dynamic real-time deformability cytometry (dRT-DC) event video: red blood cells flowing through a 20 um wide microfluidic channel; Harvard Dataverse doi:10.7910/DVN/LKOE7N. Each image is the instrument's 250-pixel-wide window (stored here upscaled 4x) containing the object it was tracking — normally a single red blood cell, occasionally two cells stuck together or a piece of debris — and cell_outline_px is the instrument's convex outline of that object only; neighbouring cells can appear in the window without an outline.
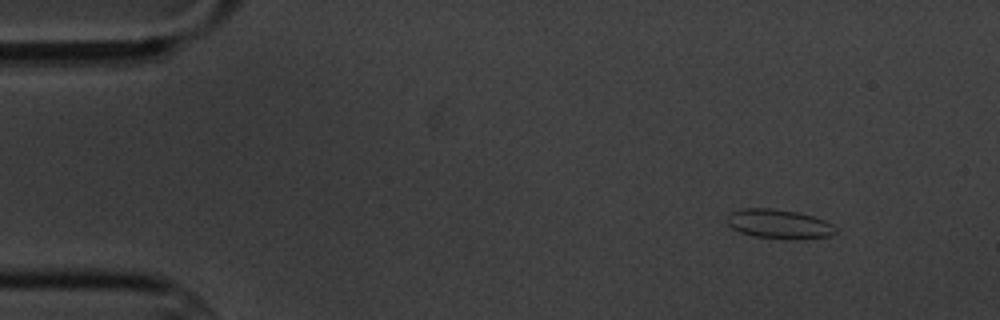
{"species": "common noctule bat (a hibernating species)", "species_latin": "Nyctalus noctula", "temperature_condition": "cold", "stored_images_in_passage": 5, "camera_frame_rate_fps": 3000, "um_per_image_px": 0.085, "animal": {"sex": "male", "body_mass_g": 20.1, "forearm_length_mm": 53.5}, "frame": {"image": 1, "passage_image": 1, "time_ms": 0.0, "image_size_px": [1000, 320], "cell_outline_px": [[836, 232], [828, 236], [752, 236], [740, 232], [732, 228], [728, 224], [728, 216], [732, 212], [744, 208], [772, 208], [796, 212], [812, 216], [824, 220], [832, 224], [836, 228]], "centroid_in_image_um": [66.15, 18.98], "position_along_channel_um": 18.8, "area_um2": 17.34}}
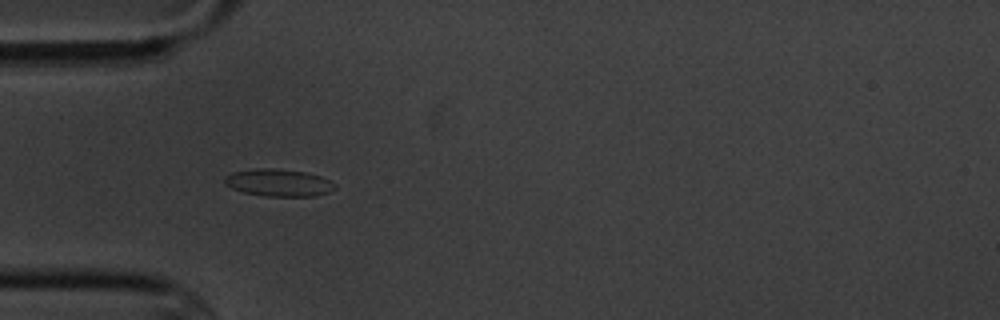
{"frame": {"image": 2, "passage_image": 4, "time_ms": 3.667, "image_size_px": [1000, 320], "cell_outline_px": [[336, 188], [328, 192], [316, 196], [264, 196], [244, 192], [232, 188], [224, 184], [224, 176], [232, 172], [256, 168], [272, 168], [308, 172], [320, 176], [336, 184]], "centroid_in_image_um": [23.67, 15.52], "position_along_channel_um": 61.3, "area_um2": 17.63}}
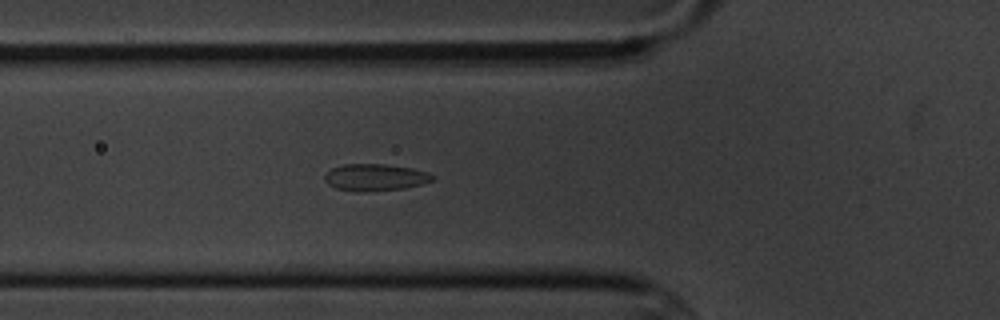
{"frame": {"image": 3, "passage_image": 5, "time_ms": 4.667, "image_size_px": [1000, 320], "cell_outline_px": [[436, 176], [432, 180], [420, 184], [404, 188], [336, 188], [328, 184], [324, 180], [324, 176], [332, 168], [344, 164], [384, 164], [412, 168], [428, 172]], "centroid_in_image_um": [31.93, 15.0], "position_along_channel_um": 93.9, "area_um2": 15.78}}